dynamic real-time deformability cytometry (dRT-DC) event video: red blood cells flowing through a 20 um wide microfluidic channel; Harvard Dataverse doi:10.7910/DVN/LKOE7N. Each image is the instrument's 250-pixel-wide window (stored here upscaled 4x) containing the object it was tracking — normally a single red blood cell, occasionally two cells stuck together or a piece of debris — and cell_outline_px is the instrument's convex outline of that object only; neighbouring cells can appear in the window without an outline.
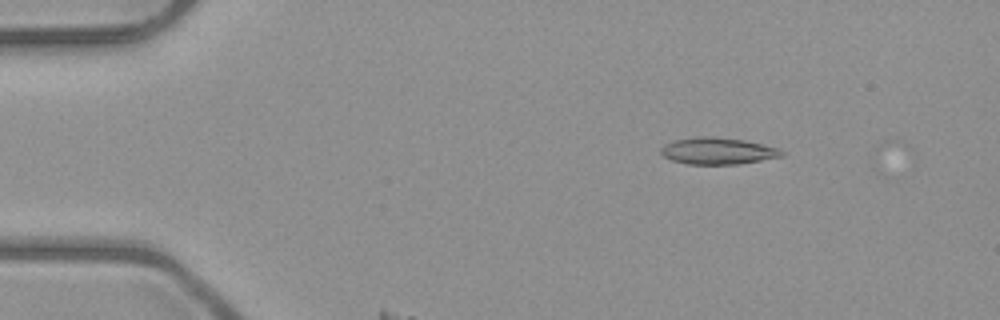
{"species": "common noctule bat (a hibernating species)", "species_latin": "Nyctalus noctula", "temperature_condition": "room temperature", "stored_images_in_passage": 7, "camera_frame_rate_fps": 3000, "um_per_image_px": 0.085, "animal": {"sex": "male", "body_mass_g": 23.1, "forearm_length_mm": 52.7}, "frame": {"image": 1, "passage_image": 3, "time_ms": 2.333, "image_size_px": [1000, 320], "cell_outline_px": [[784, 156], [740, 164], [688, 164], [672, 160], [664, 156], [660, 152], [660, 148], [664, 144], [672, 140], [700, 136], [716, 136], [744, 140], [776, 148], [784, 152]], "centroid_in_image_um": [60.97, 12.82], "position_along_channel_um": 24.0, "area_um2": 18.84}}
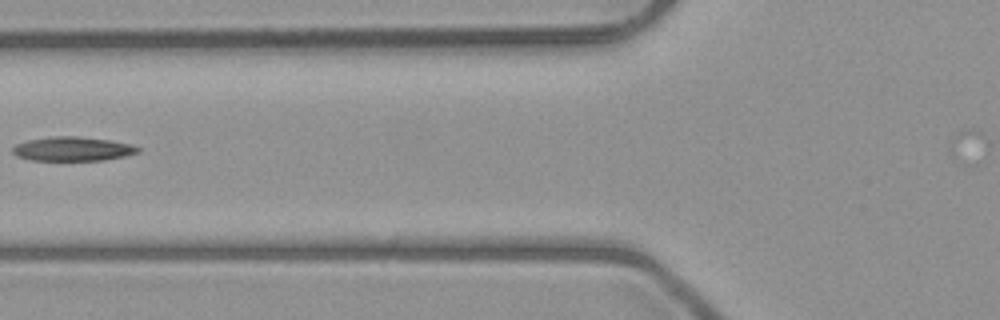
{"frame": {"image": 2, "passage_image": 6, "time_ms": 6.667, "image_size_px": [1000, 320], "cell_outline_px": [[140, 152], [124, 156], [104, 160], [28, 160], [16, 156], [12, 152], [12, 148], [16, 144], [28, 140], [52, 136], [76, 136], [112, 140], [132, 144], [140, 148]], "centroid_in_image_um": [6.18, 12.65], "position_along_channel_um": 119.6, "area_um2": 17.74}}
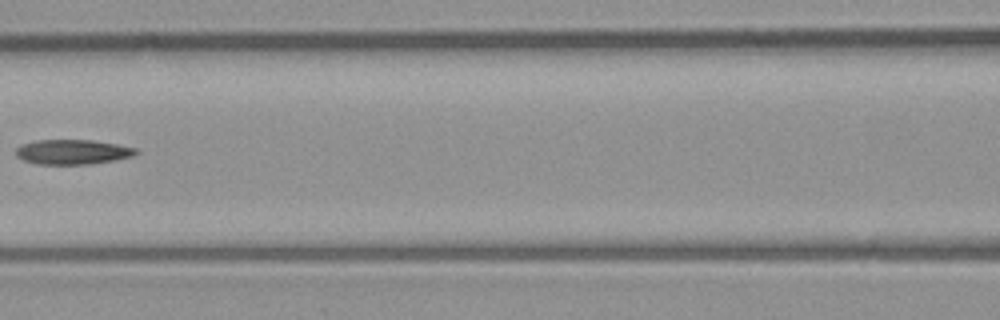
{"frame": {"image": 3, "passage_image": 7, "time_ms": 7.667, "image_size_px": [1000, 320], "cell_outline_px": [[140, 152], [132, 156], [116, 160], [92, 164], [36, 164], [24, 160], [16, 156], [16, 148], [20, 144], [36, 140], [92, 140], [116, 144], [136, 148]], "centroid_in_image_um": [6.17, 12.91], "position_along_channel_um": 160.4, "area_um2": 17.46}}